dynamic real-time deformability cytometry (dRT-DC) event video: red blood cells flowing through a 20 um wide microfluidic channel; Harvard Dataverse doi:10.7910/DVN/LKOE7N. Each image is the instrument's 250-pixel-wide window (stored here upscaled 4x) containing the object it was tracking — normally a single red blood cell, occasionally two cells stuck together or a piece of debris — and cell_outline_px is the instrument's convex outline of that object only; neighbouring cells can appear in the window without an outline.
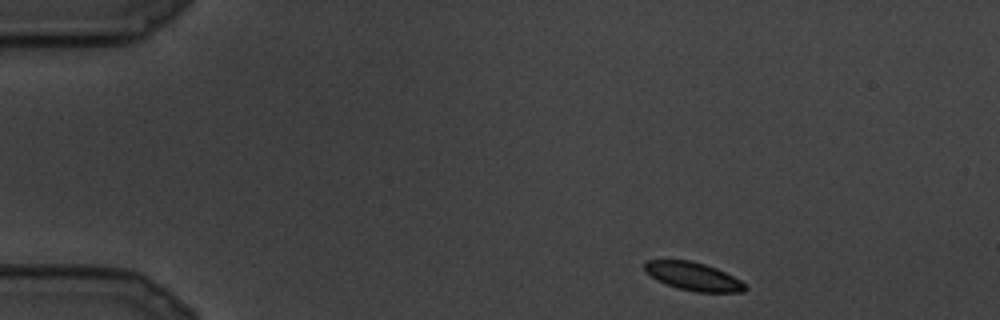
{"species": "common noctule bat (a hibernating species)", "species_latin": "Nyctalus noctula", "temperature_condition": "cold", "stored_images_in_passage": 5, "camera_frame_rate_fps": 3000, "um_per_image_px": 0.085, "animal": {"sex": "male", "body_mass_g": 19.5, "forearm_length_mm": 54.6}, "frame": {"image": 1, "passage_image": 1, "time_ms": 0.0, "image_size_px": [1000, 320], "cell_outline_px": [[748, 288], [744, 292], [696, 292], [676, 288], [656, 280], [644, 272], [644, 260], [692, 260], [716, 268], [740, 280]], "centroid_in_image_um": [58.88, 23.49], "position_along_channel_um": 26.1, "area_um2": 16.65}}